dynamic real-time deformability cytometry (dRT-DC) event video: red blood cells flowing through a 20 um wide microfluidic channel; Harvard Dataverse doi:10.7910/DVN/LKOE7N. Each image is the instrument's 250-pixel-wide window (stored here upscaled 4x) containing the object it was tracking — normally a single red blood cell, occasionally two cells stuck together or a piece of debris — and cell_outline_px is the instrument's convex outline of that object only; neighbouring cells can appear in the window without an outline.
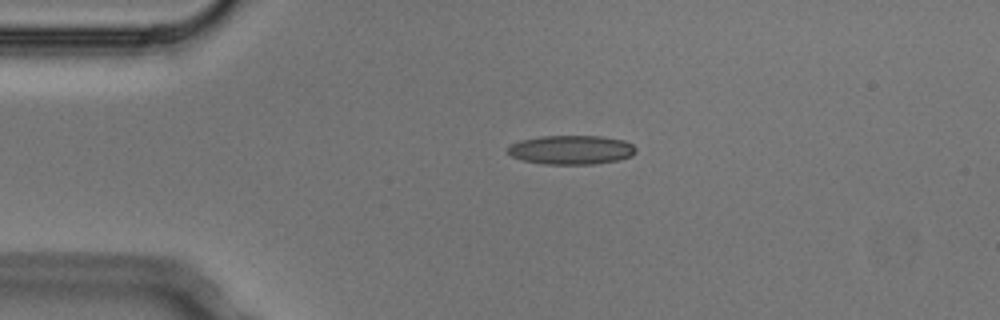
{"species": "Egyptian fruit bat (a non-hibernating species)", "species_latin": "Rousettus aegyptiacus", "temperature_condition": "cold", "stored_images_in_passage": 2, "camera_frame_rate_fps": 3000, "um_per_image_px": 0.085, "animal": {"sex": "male"}, "frame": {"image": 1, "passage_image": 1, "time_ms": 0.0, "image_size_px": [1000, 320], "cell_outline_px": [[636, 152], [632, 156], [620, 160], [592, 164], [540, 164], [524, 160], [512, 156], [508, 152], [508, 148], [512, 144], [520, 140], [540, 136], [600, 136], [624, 140], [632, 144], [636, 148]], "centroid_in_image_um": [48.59, 12.74], "position_along_channel_um": 36.4, "area_um2": 21.73}}